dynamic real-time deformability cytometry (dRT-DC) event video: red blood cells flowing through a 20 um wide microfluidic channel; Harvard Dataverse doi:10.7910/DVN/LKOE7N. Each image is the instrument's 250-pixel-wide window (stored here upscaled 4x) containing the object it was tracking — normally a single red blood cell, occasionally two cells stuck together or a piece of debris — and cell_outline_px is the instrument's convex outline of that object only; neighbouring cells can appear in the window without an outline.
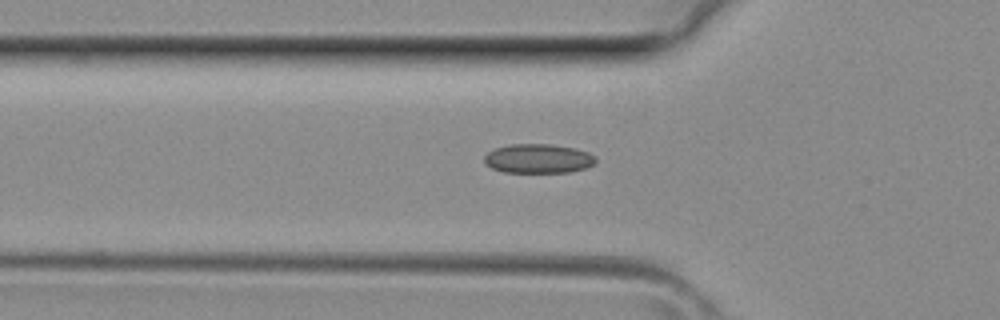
{"species": "common noctule bat (a hibernating species)", "species_latin": "Nyctalus noctula", "temperature_condition": "room temperature", "stored_images_in_passage": 35, "camera_frame_rate_fps": 3000, "um_per_image_px": 0.085, "animal": {"sex": "female", "body_mass_g": 29.2, "forearm_length_mm": 56.3}, "frame": {"image": 1, "passage_image": 12, "time_ms": 3.667, "image_size_px": [1000, 320], "cell_outline_px": [[596, 160], [592, 164], [584, 168], [572, 172], [504, 172], [492, 168], [484, 164], [484, 156], [488, 152], [496, 148], [508, 144], [548, 144], [572, 148], [588, 152], [596, 156]], "centroid_in_image_um": [45.72, 13.48], "position_along_channel_um": 80.1, "area_um2": 18.9}}
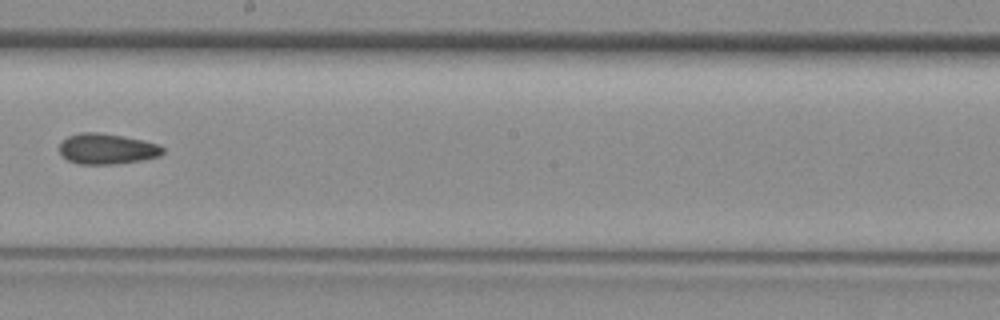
{"frame": {"image": 2, "passage_image": 21, "time_ms": 6.667, "image_size_px": [1000, 320], "cell_outline_px": [[164, 152], [160, 156], [144, 160], [116, 164], [80, 164], [68, 160], [60, 152], [60, 144], [68, 136], [80, 132], [96, 132], [124, 136], [144, 140], [160, 144], [164, 148]], "centroid_in_image_um": [9.15, 12.65], "position_along_channel_um": 239.1, "area_um2": 18.55}}
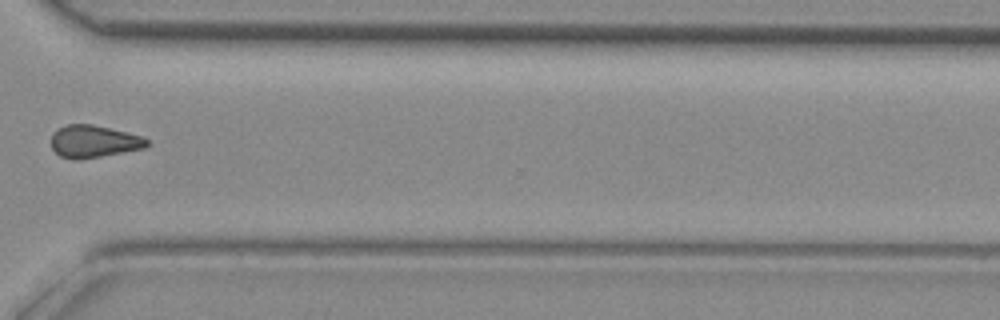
{"frame": {"image": 3, "passage_image": 28, "time_ms": 9.0, "image_size_px": [1000, 320], "cell_outline_px": [[148, 144], [144, 148], [80, 160], [72, 160], [60, 156], [52, 148], [52, 132], [56, 128], [68, 124], [92, 124], [140, 136], [148, 140]], "centroid_in_image_um": [7.91, 12.03], "position_along_channel_um": 362.7, "area_um2": 17.92}}